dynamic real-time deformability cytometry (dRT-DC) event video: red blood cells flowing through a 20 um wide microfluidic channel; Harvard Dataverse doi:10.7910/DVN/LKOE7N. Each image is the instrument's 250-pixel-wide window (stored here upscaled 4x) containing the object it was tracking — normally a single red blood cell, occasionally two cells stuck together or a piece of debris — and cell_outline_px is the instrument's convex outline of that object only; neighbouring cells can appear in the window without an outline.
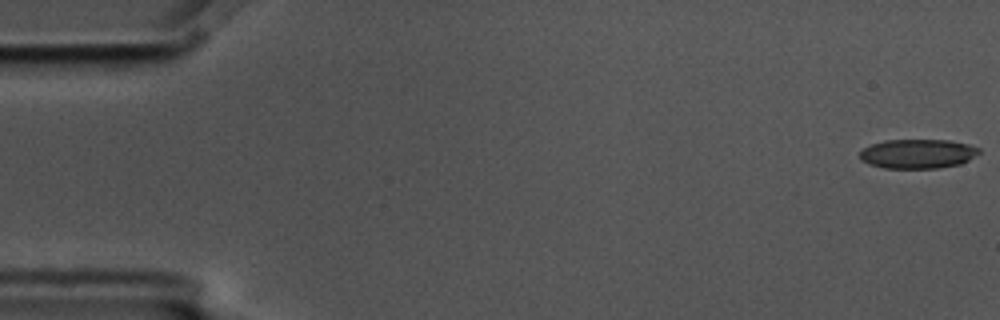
{"species": "common noctule bat (a hibernating species)", "species_latin": "Nyctalus noctula", "temperature_condition": "cold", "stored_images_in_passage": 4, "camera_frame_rate_fps": 3000, "um_per_image_px": 0.085, "animal": {"sex": "male", "body_mass_g": 17.5, "forearm_length_mm": 52.3}, "frame": {"image": 1, "passage_image": 1, "time_ms": 0.0, "image_size_px": [1000, 320], "cell_outline_px": [[980, 152], [968, 160], [960, 164], [936, 168], [884, 168], [868, 164], [860, 160], [860, 152], [864, 148], [872, 144], [884, 140], [948, 140], [968, 144], [980, 148]], "centroid_in_image_um": [77.99, 13.07], "position_along_channel_um": 7.0, "area_um2": 20.35}}